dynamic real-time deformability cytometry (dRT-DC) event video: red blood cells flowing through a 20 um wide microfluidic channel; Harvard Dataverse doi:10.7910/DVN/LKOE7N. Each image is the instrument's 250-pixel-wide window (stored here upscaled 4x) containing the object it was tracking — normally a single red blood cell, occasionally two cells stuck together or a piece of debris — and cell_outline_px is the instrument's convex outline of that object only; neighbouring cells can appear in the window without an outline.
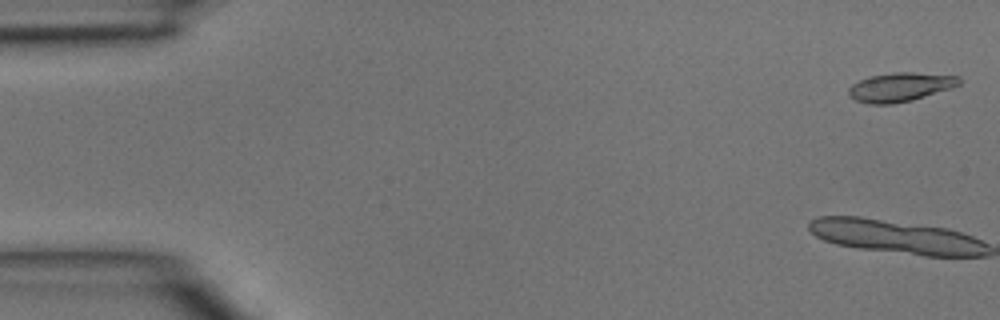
{"species": "common noctule bat (a hibernating species)", "species_latin": "Nyctalus noctula", "temperature_condition": "room temperature", "stored_images_in_passage": 10, "camera_frame_rate_fps": 3000, "um_per_image_px": 0.085, "animal": {"sex": "male", "body_mass_g": 15.6}, "frame": {"image": 1, "passage_image": 1, "time_ms": 0.0, "image_size_px": [1000, 320], "cell_outline_px": [[960, 84], [952, 88], [912, 100], [892, 104], [868, 104], [856, 100], [848, 92], [848, 88], [852, 84], [860, 80], [872, 76], [896, 72], [912, 72], [960, 76]], "centroid_in_image_um": [76.54, 7.4], "position_along_channel_um": 8.5, "area_um2": 18.5}}